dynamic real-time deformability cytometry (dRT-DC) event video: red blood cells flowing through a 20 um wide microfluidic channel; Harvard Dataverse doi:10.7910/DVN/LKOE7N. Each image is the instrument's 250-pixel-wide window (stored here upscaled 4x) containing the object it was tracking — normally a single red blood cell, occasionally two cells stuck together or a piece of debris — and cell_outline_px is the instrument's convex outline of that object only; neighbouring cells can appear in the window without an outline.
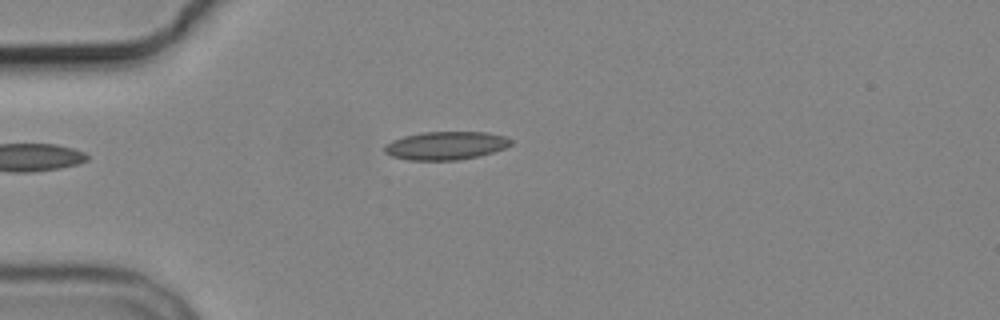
{"species": "common noctule bat (a hibernating species)", "species_latin": "Nyctalus noctula", "temperature_condition": "cold", "stored_images_in_passage": 4, "camera_frame_rate_fps": 3000, "um_per_image_px": 0.085, "animal": {"sex": "male", "body_mass_g": 19.2, "forearm_length_mm": 51.8}, "frame": {"image": 1, "passage_image": 4, "time_ms": 3.667, "image_size_px": [1000, 320], "cell_outline_px": [[512, 144], [504, 148], [492, 152], [476, 156], [456, 160], [408, 160], [392, 156], [384, 152], [384, 144], [392, 140], [404, 136], [424, 132], [488, 132], [508, 136], [512, 140]], "centroid_in_image_um": [37.89, 12.36], "position_along_channel_um": 47.1, "area_um2": 20.81}}